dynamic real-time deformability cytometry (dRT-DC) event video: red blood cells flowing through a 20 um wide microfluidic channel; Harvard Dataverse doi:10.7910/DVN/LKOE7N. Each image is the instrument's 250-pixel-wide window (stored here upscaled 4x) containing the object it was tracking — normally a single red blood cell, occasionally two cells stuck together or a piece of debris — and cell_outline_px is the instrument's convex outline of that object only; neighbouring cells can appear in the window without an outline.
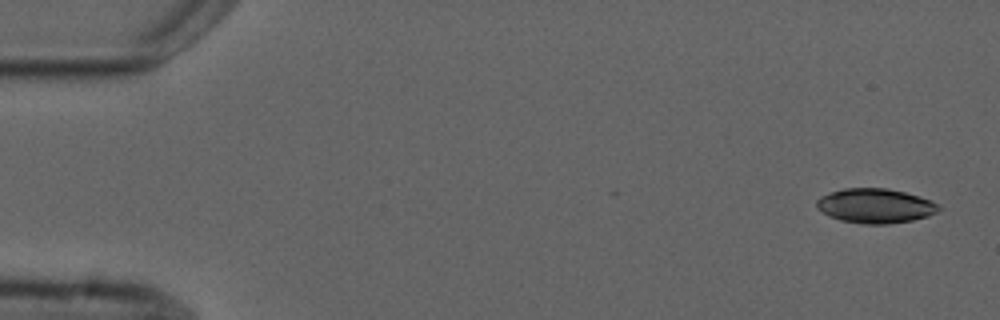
{"species": "common noctule bat (a hibernating species)", "species_latin": "Nyctalus noctula", "temperature_condition": "cold", "stored_images_in_passage": 4, "camera_frame_rate_fps": 3000, "um_per_image_px": 0.085, "animal": {"sex": "male", "forearm_length_mm": 52.5}, "frame": {"image": 1, "passage_image": 1, "time_ms": 0.0, "image_size_px": [1000, 320], "cell_outline_px": [[944, 208], [928, 216], [912, 220], [888, 224], [864, 224], [840, 220], [816, 208], [816, 200], [820, 196], [844, 188], [888, 188], [920, 196], [940, 204]], "centroid_in_image_um": [74.44, 17.49], "position_along_channel_um": 10.6, "area_um2": 24.62}}
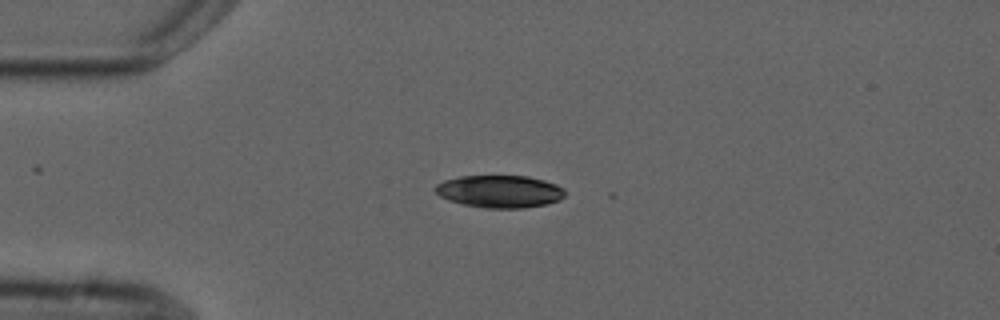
{"frame": {"image": 2, "passage_image": 4, "time_ms": 3.667, "image_size_px": [1000, 320], "cell_outline_px": [[564, 196], [560, 200], [544, 204], [524, 208], [484, 208], [464, 204], [448, 200], [440, 196], [432, 188], [436, 184], [444, 180], [460, 176], [528, 176], [544, 180], [556, 184], [564, 188]], "centroid_in_image_um": [42.45, 16.27], "position_along_channel_um": 42.5, "area_um2": 24.57}}